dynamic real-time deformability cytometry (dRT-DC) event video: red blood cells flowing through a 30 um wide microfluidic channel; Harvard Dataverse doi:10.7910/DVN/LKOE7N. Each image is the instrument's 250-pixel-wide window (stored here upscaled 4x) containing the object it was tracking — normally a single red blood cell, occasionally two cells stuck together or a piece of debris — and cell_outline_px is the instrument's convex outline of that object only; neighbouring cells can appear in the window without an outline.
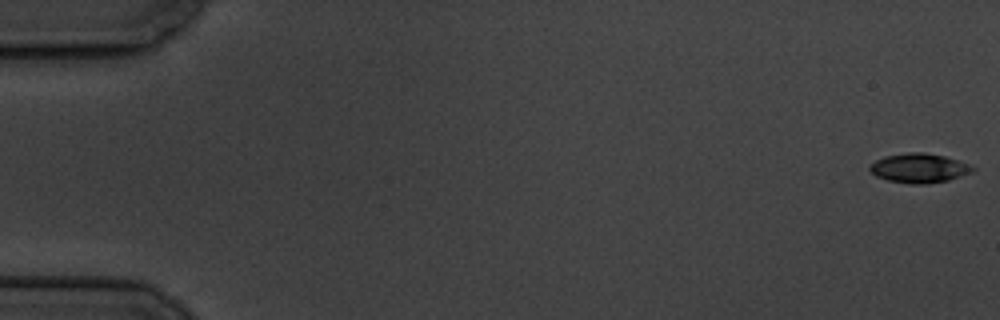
{"species": "common noctule bat (a hibernating species)", "species_latin": "Nyctalus noctula", "temperature_condition": "cold", "stored_images_in_passage": 58, "camera_frame_rate_fps": 3000, "um_per_image_px": 0.085, "animal": {"sex": "male", "body_mass_g": 19.5, "forearm_length_mm": 54.6}, "frame": {"image": 1, "passage_image": 1, "time_ms": 0.0, "image_size_px": [1000, 320], "cell_outline_px": [[976, 168], [972, 172], [948, 180], [924, 184], [908, 184], [888, 180], [876, 176], [868, 168], [876, 160], [884, 156], [908, 152], [924, 152], [944, 156], [968, 164]], "centroid_in_image_um": [78.11, 14.29], "position_along_channel_um": 6.9, "area_um2": 17.46}}
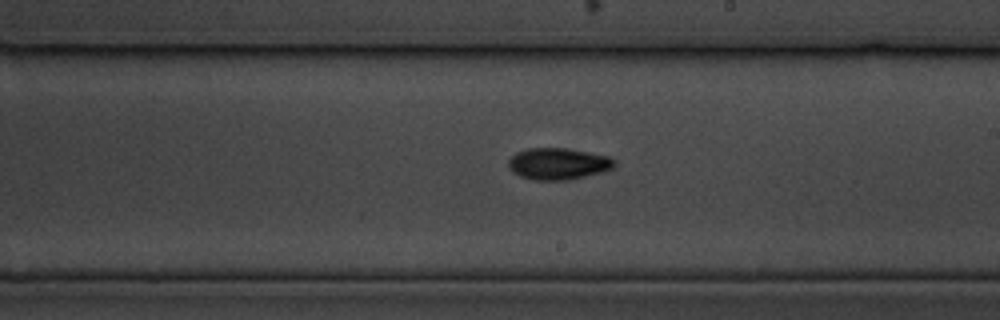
{"frame": {"image": 2, "passage_image": 34, "time_ms": 11.0, "image_size_px": [1000, 320], "cell_outline_px": [[616, 164], [612, 168], [604, 172], [568, 180], [532, 180], [520, 176], [512, 172], [508, 168], [508, 160], [516, 152], [528, 148], [564, 148], [588, 152], [608, 156], [616, 160]], "centroid_in_image_um": [47.43, 13.93], "position_along_channel_um": 241.6, "area_um2": 19.71}}
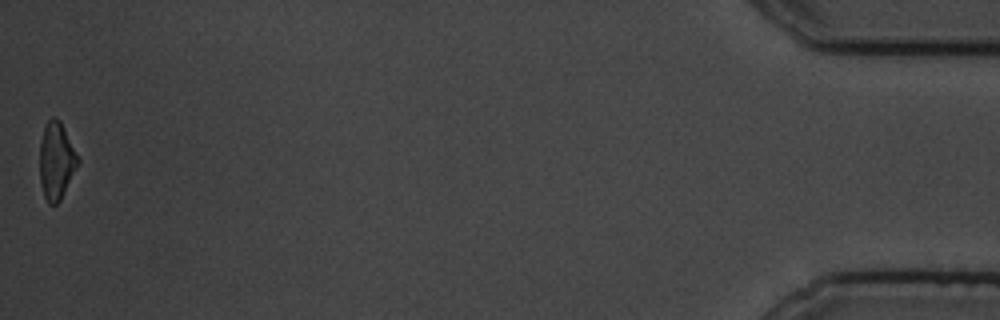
{"frame": {"image": 3, "passage_image": 58, "time_ms": 19.0, "image_size_px": [1000, 320], "cell_outline_px": [[80, 160], [60, 200], [56, 204], [48, 204], [44, 196], [40, 180], [40, 140], [44, 128], [48, 120], [52, 116], [56, 116], [60, 120]], "centroid_in_image_um": [4.78, 13.64], "position_along_channel_um": 430.4, "area_um2": 16.99}, "authors_computed_cell_mechanics": {"area_um2": 18.0047, "velocity_mm_per_s": 3.5096, "shape_relaxation_time_tau1_ms": 2.3184, "shape_relaxation_time_tau2_ms": null, "deformation_change_tau1": 0.1228, "deformation_change_tau2": null}}